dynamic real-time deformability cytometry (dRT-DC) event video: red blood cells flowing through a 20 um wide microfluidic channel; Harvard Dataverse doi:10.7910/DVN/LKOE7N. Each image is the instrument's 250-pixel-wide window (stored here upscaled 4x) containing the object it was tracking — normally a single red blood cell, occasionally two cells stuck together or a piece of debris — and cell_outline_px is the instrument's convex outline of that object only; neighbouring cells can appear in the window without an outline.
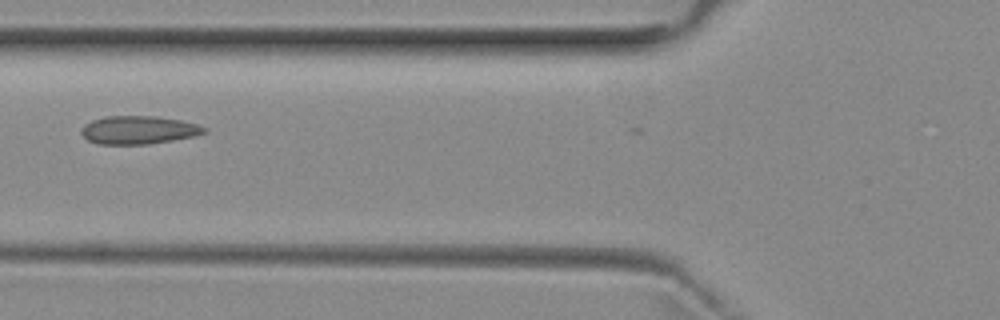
{"species": "common noctule bat (a hibernating species)", "species_latin": "Nyctalus noctula", "temperature_condition": "room temperature", "stored_images_in_passage": 6, "camera_frame_rate_fps": 3000, "um_per_image_px": 0.085, "animal": {"sex": "female", "body_mass_g": 29.2, "forearm_length_mm": 56.3}, "frame": {"image": 1, "passage_image": 5, "time_ms": 5.667, "image_size_px": [1000, 320], "cell_outline_px": [[208, 132], [196, 136], [148, 144], [100, 144], [88, 140], [80, 132], [80, 128], [84, 124], [92, 120], [104, 116], [156, 116], [180, 120], [196, 124], [208, 128]], "centroid_in_image_um": [11.78, 11.04], "position_along_channel_um": 114.0, "area_um2": 20.29}}
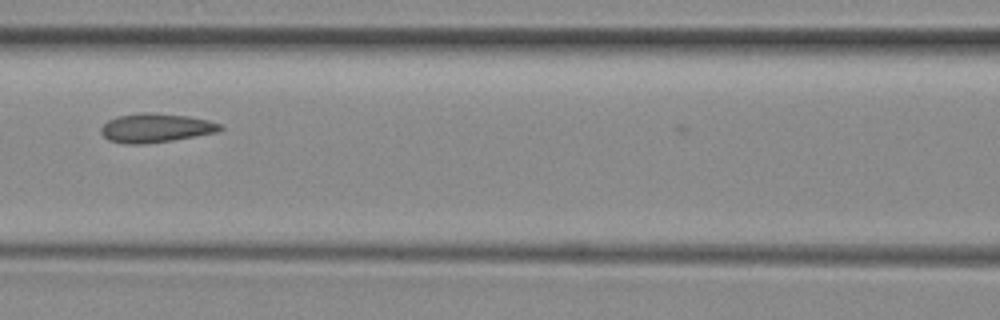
{"frame": {"image": 2, "passage_image": 6, "time_ms": 6.667, "image_size_px": [1000, 320], "cell_outline_px": [[224, 128], [216, 132], [172, 140], [144, 144], [124, 144], [108, 140], [100, 132], [100, 128], [108, 120], [116, 116], [140, 112], [152, 112], [188, 116], [208, 120], [220, 124]], "centroid_in_image_um": [13.19, 10.87], "position_along_channel_um": 153.4, "area_um2": 20.17}}